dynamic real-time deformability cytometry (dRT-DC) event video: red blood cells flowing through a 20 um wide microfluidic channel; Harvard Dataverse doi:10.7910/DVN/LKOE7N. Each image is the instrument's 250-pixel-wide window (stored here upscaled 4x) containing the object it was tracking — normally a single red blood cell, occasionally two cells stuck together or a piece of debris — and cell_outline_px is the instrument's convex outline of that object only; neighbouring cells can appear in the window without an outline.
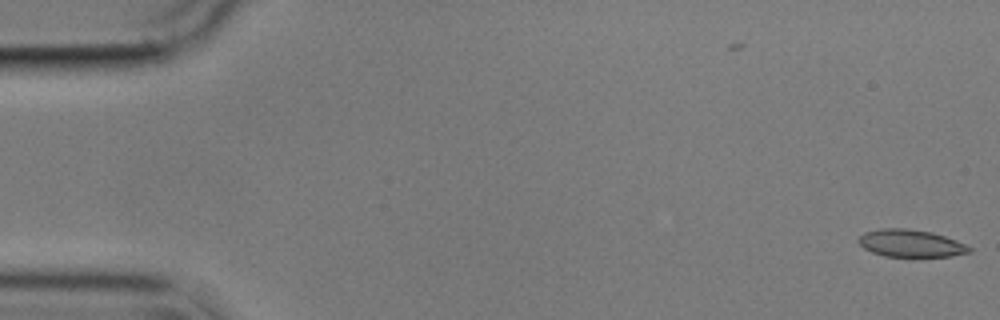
{"species": "common noctule bat (a hibernating species)", "species_latin": "Nyctalus noctula", "temperature_condition": "cold", "stored_images_in_passage": 2, "camera_frame_rate_fps": 3000, "um_per_image_px": 0.085, "animal": {"sex": "male", "body_mass_g": 17.9}, "frame": {"image": 1, "passage_image": 2, "time_ms": 0.333, "image_size_px": [1000, 320], "cell_outline_px": [[972, 252], [952, 256], [912, 260], [884, 256], [872, 252], [864, 248], [856, 240], [864, 232], [880, 228], [908, 228], [932, 232], [956, 240], [972, 248]], "centroid_in_image_um": [77.42, 20.73], "position_along_channel_um": 7.6, "area_um2": 18.67}}